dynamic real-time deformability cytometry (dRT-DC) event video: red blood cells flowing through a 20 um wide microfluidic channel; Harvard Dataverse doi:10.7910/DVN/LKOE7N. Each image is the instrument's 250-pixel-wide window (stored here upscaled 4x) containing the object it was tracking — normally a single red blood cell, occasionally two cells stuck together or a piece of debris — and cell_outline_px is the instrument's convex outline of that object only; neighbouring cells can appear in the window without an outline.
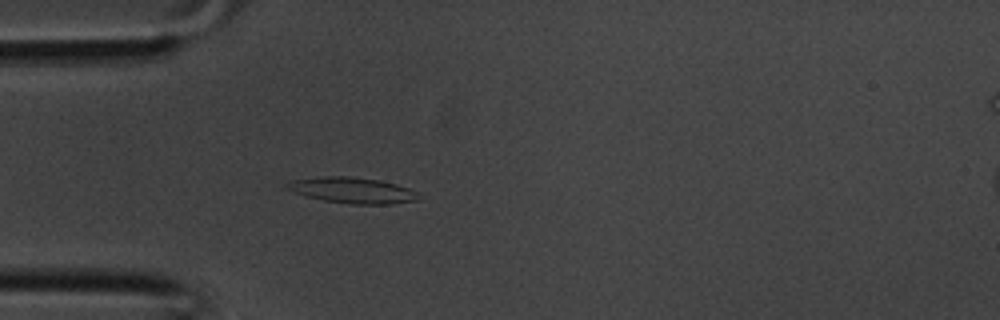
{"species": "common noctule bat (a hibernating species)", "species_latin": "Nyctalus noctula", "temperature_condition": "room temperature", "stored_images_in_passage": 27, "camera_frame_rate_fps": 3000, "um_per_image_px": 0.085, "animal": {"sex": "male", "body_mass_g": 20.1, "forearm_length_mm": 53.5}, "frame": {"image": 1, "passage_image": 1, "time_ms": 0.0, "image_size_px": [1000, 320], "cell_outline_px": [[420, 196], [416, 200], [392, 204], [348, 204], [324, 200], [308, 196], [284, 188], [284, 184], [292, 180], [324, 176], [348, 176], [380, 180], [396, 184], [420, 192]], "centroid_in_image_um": [29.98, 16.17], "position_along_channel_um": 55.0, "area_um2": 19.83}}
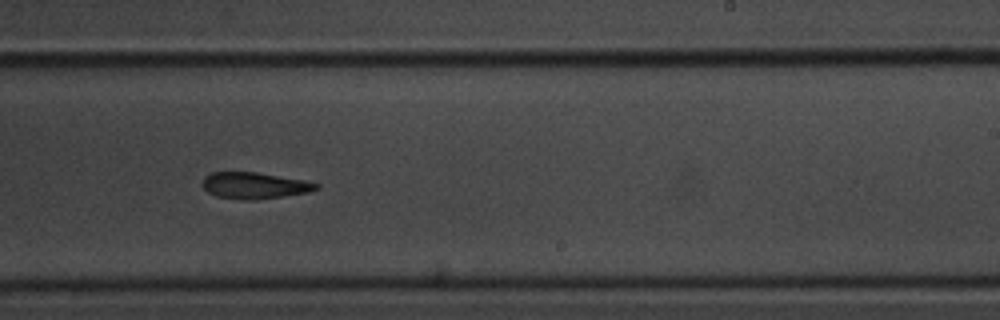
{"frame": {"image": 2, "passage_image": 13, "time_ms": 4.0, "image_size_px": [1000, 320], "cell_outline_px": [[320, 188], [308, 192], [256, 200], [244, 200], [216, 196], [208, 192], [200, 184], [204, 176], [212, 172], [256, 172], [304, 180], [320, 184]], "centroid_in_image_um": [21.6, 15.76], "position_along_channel_um": 267.4, "area_um2": 17.57}}
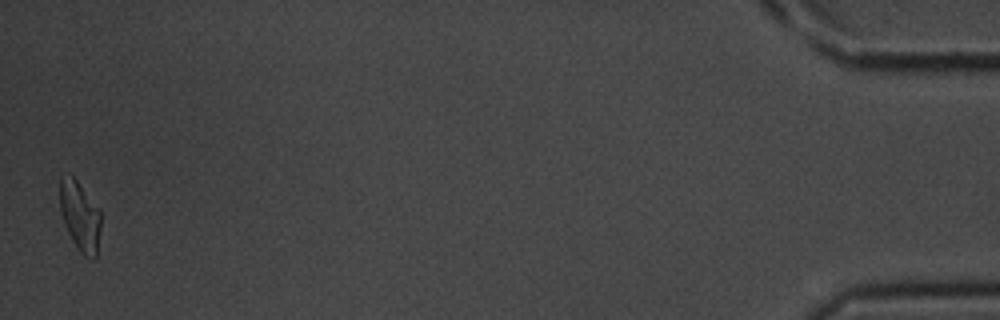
{"frame": {"image": 3, "passage_image": 27, "time_ms": 8.667, "image_size_px": [1000, 320], "cell_outline_px": [[100, 228], [96, 260], [92, 260], [84, 256], [76, 248], [64, 224], [60, 212], [60, 176], [72, 176], [76, 180], [100, 208]], "centroid_in_image_um": [6.81, 18.42], "position_along_channel_um": 428.4, "area_um2": 16.76}}